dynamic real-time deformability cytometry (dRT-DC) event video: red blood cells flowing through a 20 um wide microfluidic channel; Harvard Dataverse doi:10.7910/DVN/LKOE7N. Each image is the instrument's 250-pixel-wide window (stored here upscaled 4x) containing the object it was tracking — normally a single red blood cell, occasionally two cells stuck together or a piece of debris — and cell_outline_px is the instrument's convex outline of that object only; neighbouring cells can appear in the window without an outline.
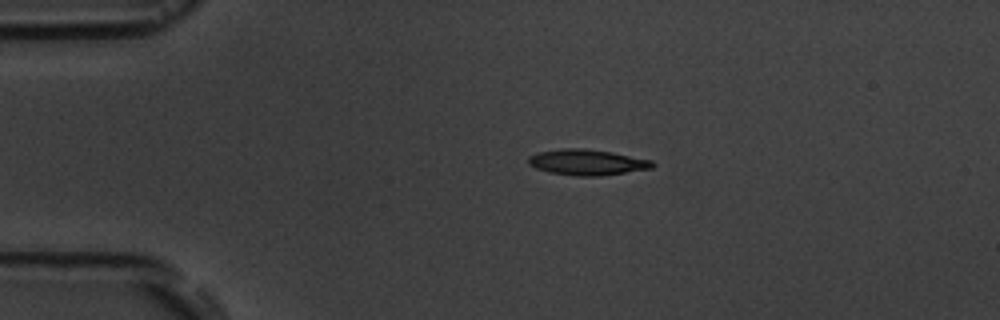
{"species": "common noctule bat (a hibernating species)", "species_latin": "Nyctalus noctula", "temperature_condition": "room temperature", "stored_images_in_passage": 5, "camera_frame_rate_fps": 3000, "um_per_image_px": 0.085, "animal": {"sex": "male", "body_mass_g": 19.5, "forearm_length_mm": 54.6}, "frame": {"image": 1, "passage_image": 2, "time_ms": 1.333, "image_size_px": [1000, 320], "cell_outline_px": [[656, 164], [652, 168], [600, 176], [576, 176], [548, 172], [536, 168], [528, 164], [528, 156], [540, 152], [560, 148], [584, 148], [612, 152], [652, 160]], "centroid_in_image_um": [49.9, 13.79], "position_along_channel_um": 35.1, "area_um2": 18.67}}
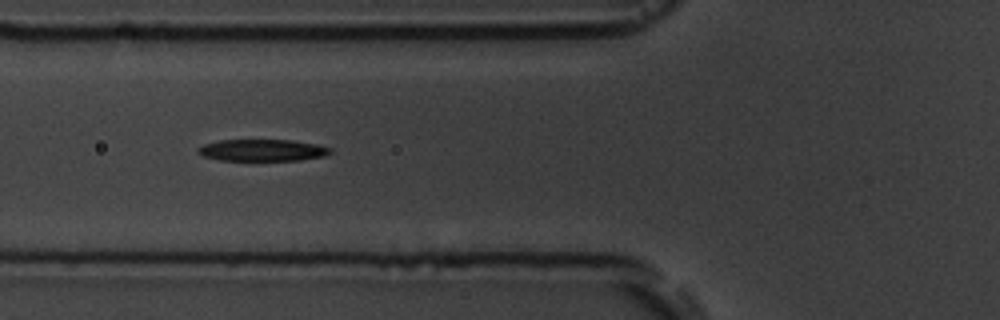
{"frame": {"image": 2, "passage_image": 4, "time_ms": 4.333, "image_size_px": [1000, 320], "cell_outline_px": [[332, 152], [324, 156], [300, 160], [220, 160], [204, 156], [196, 152], [196, 148], [204, 144], [220, 140], [292, 140], [316, 144], [332, 148]], "centroid_in_image_um": [22.3, 12.76], "position_along_channel_um": 103.5, "area_um2": 16.76}}
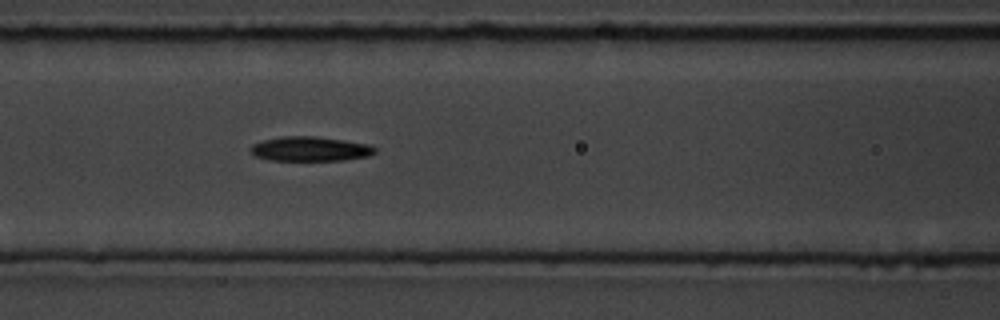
{"frame": {"image": 3, "passage_image": 5, "time_ms": 5.333, "image_size_px": [1000, 320], "cell_outline_px": [[376, 152], [368, 156], [344, 160], [268, 160], [252, 156], [248, 148], [252, 144], [260, 140], [280, 136], [316, 136], [344, 140], [368, 144], [376, 148]], "centroid_in_image_um": [26.28, 12.65], "position_along_channel_um": 140.3, "area_um2": 18.09}}